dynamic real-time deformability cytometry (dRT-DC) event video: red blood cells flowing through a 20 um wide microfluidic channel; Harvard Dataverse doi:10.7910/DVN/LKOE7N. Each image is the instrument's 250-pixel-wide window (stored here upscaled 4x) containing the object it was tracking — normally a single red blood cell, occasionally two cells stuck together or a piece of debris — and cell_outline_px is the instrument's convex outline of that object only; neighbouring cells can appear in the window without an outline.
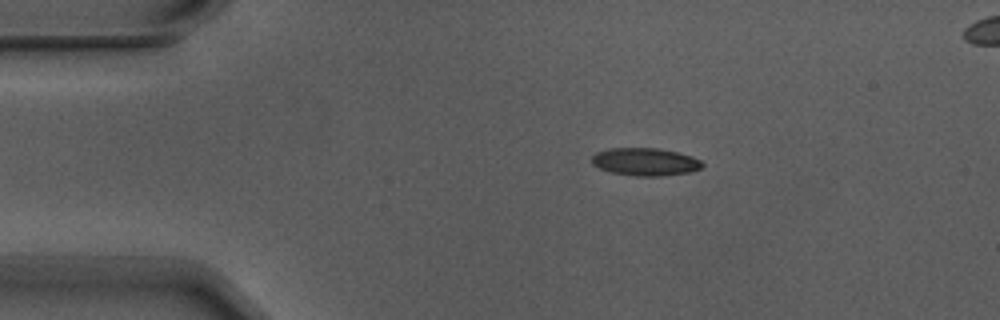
{"species": "Egyptian fruit bat (a non-hibernating species)", "species_latin": "Rousettus aegyptiacus", "temperature_condition": "warm", "stored_images_in_passage": 5, "camera_frame_rate_fps": 3000, "um_per_image_px": 0.085, "animal": {"sex": "male"}, "frame": {"image": 1, "passage_image": 2, "time_ms": 0.333, "image_size_px": [1000, 320], "cell_outline_px": [[704, 164], [700, 168], [692, 172], [660, 176], [636, 176], [612, 172], [600, 168], [592, 164], [592, 156], [596, 152], [608, 148], [656, 148], [676, 152], [692, 156], [700, 160]], "centroid_in_image_um": [54.84, 13.75], "position_along_channel_um": 30.2, "area_um2": 17.8}}